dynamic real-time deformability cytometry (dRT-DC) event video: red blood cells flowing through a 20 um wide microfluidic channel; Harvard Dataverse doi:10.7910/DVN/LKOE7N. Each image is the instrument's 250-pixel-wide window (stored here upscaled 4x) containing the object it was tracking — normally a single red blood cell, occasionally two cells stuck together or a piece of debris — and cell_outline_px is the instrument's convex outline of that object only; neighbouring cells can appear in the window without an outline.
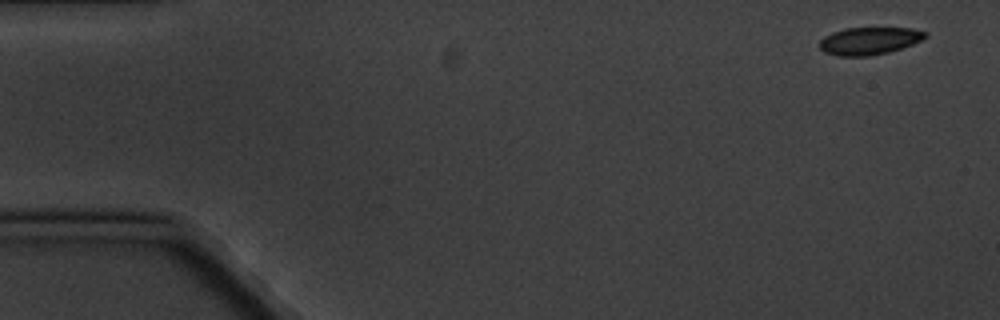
{"species": "common noctule bat (a hibernating species)", "species_latin": "Nyctalus noctula", "temperature_condition": "cold", "stored_images_in_passage": 4, "camera_frame_rate_fps": 3000, "um_per_image_px": 0.085, "animal": {"sex": "male", "body_mass_g": 20.1, "forearm_length_mm": 53.5}, "frame": {"image": 1, "passage_image": 1, "time_ms": 0.0, "image_size_px": [1000, 320], "cell_outline_px": [[928, 36], [912, 44], [888, 52], [868, 56], [840, 56], [824, 52], [820, 48], [820, 40], [824, 36], [832, 32], [844, 28], [912, 28], [928, 32]], "centroid_in_image_um": [73.88, 3.46], "position_along_channel_um": 11.1, "area_um2": 16.88}}
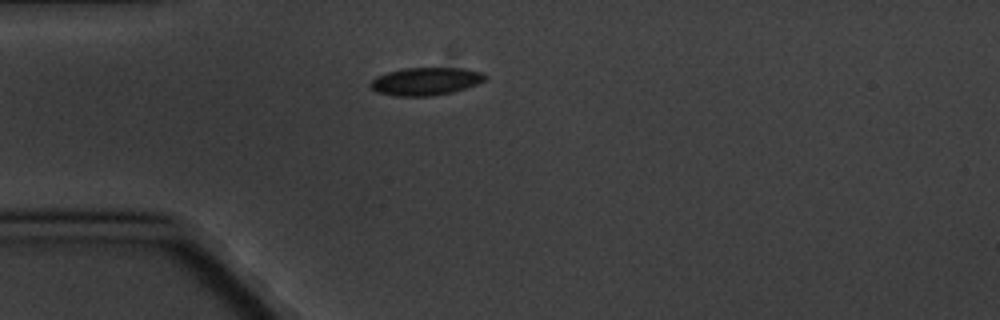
{"frame": {"image": 2, "passage_image": 4, "time_ms": 4.333, "image_size_px": [1000, 320], "cell_outline_px": [[488, 76], [484, 80], [476, 84], [452, 92], [428, 96], [396, 96], [376, 92], [368, 84], [376, 76], [388, 72], [404, 68], [464, 68], [484, 72]], "centroid_in_image_um": [36.18, 6.9], "position_along_channel_um": 48.8, "area_um2": 18.55}}